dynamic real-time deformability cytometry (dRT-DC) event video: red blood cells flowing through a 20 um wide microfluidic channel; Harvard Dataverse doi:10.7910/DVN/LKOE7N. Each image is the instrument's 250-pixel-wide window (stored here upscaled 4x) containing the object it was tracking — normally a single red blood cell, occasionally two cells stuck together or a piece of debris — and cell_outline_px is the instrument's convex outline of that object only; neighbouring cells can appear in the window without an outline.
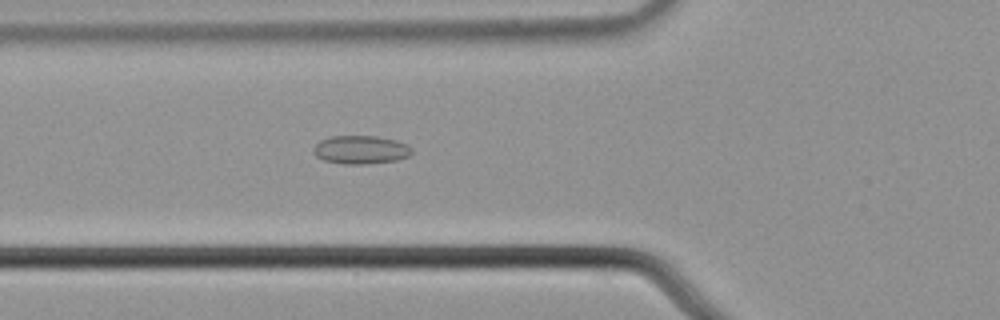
{"species": "common noctule bat (a hibernating species)", "species_latin": "Nyctalus noctula", "temperature_condition": "cold", "stored_images_in_passage": 46, "camera_frame_rate_fps": 3000, "um_per_image_px": 0.085, "animal": {"sex": "male", "body_mass_g": 21.5, "forearm_length_mm": 52.0}, "frame": {"image": 1, "passage_image": 11, "time_ms": 3.333, "image_size_px": [1000, 320], "cell_outline_px": [[412, 152], [408, 156], [396, 160], [364, 164], [344, 164], [324, 160], [316, 156], [312, 152], [312, 148], [320, 140], [332, 136], [376, 136], [396, 140], [412, 148]], "centroid_in_image_um": [30.62, 12.72], "position_along_channel_um": 95.2, "area_um2": 16.18}}
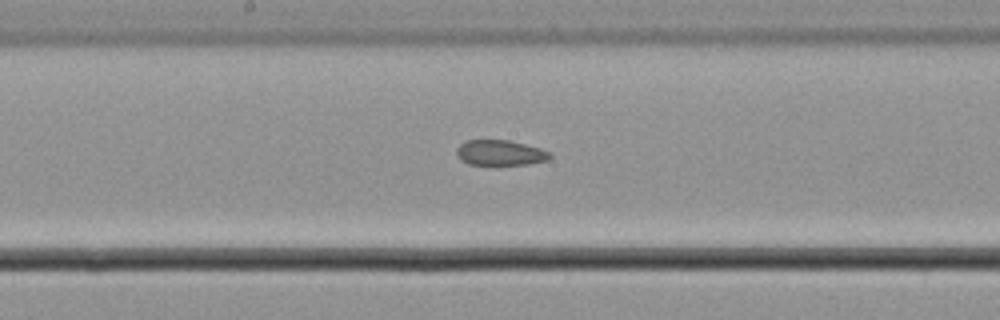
{"frame": {"image": 2, "passage_image": 20, "time_ms": 6.333, "image_size_px": [1000, 320], "cell_outline_px": [[552, 156], [548, 160], [528, 164], [492, 168], [468, 164], [460, 160], [456, 152], [456, 148], [464, 140], [508, 140], [540, 148], [548, 152]], "centroid_in_image_um": [42.46, 13.04], "position_along_channel_um": 205.7, "area_um2": 14.57}}
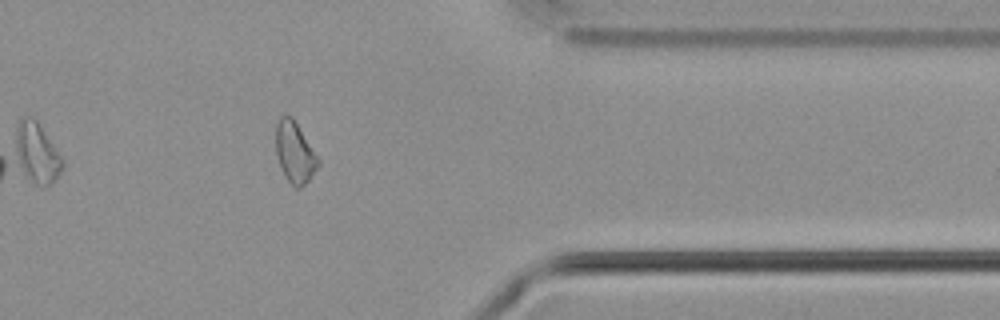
{"frame": {"image": 3, "passage_image": 36, "time_ms": 11.667, "image_size_px": [1000, 320], "cell_outline_px": [[320, 164], [308, 180], [300, 188], [296, 188], [284, 176], [276, 152], [276, 124], [280, 116], [292, 116], [320, 160]], "centroid_in_image_um": [25.05, 12.95], "position_along_channel_um": 386.3, "area_um2": 14.8}, "authors_computed_cell_mechanics": {"area_um2": 15.4615, "velocity_mm_per_s": 3.6755, "shape_relaxation_time_tau1_ms": null, "shape_relaxation_time_tau2_ms": 5.6258, "deformation_change_tau1": null, "deformation_change_tau2": 0.1063}}